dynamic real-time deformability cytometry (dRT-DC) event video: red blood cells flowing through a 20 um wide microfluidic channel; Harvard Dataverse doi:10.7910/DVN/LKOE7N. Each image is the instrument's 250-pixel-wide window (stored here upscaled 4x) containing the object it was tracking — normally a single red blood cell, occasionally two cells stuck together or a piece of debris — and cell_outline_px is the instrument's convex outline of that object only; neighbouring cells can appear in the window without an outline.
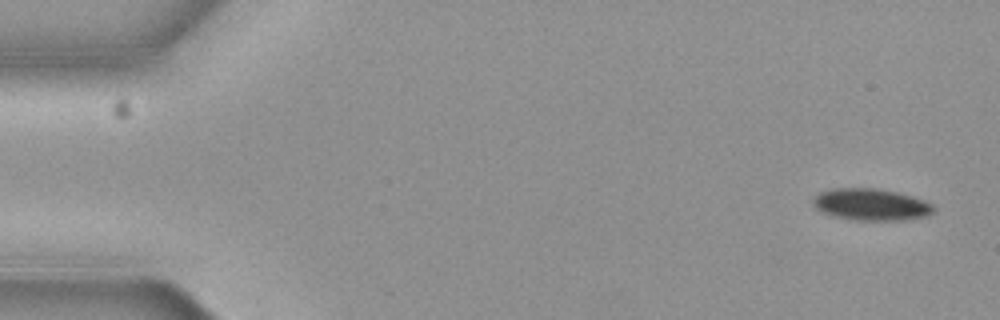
{"species": "common noctule bat (a hibernating species)", "species_latin": "Nyctalus noctula", "temperature_condition": "cold", "stored_images_in_passage": 5, "camera_frame_rate_fps": 3000, "um_per_image_px": 0.085, "animal": {"sex": "female", "body_mass_g": 19.3, "forearm_length_mm": 54.1}, "frame": {"image": 1, "passage_image": 1, "time_ms": 0.0, "image_size_px": [1000, 320], "cell_outline_px": [[936, 208], [928, 216], [908, 220], [852, 220], [832, 216], [820, 212], [812, 204], [812, 200], [820, 192], [832, 188], [880, 188], [912, 196], [924, 200], [932, 204]], "centroid_in_image_um": [74.04, 17.39], "position_along_channel_um": 11.0, "area_um2": 22.66}}
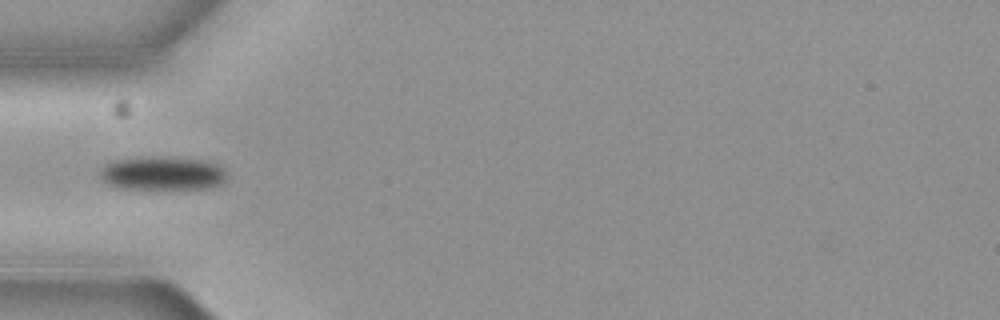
{"frame": {"image": 2, "passage_image": 5, "time_ms": 1.333, "image_size_px": [1000, 320], "cell_outline_px": [[224, 180], [220, 184], [208, 188], [116, 188], [100, 180], [100, 168], [104, 164], [116, 160], [160, 156], [200, 160], [216, 164], [224, 168]], "centroid_in_image_um": [13.74, 14.73], "position_along_channel_um": 71.3, "area_um2": 24.57}}